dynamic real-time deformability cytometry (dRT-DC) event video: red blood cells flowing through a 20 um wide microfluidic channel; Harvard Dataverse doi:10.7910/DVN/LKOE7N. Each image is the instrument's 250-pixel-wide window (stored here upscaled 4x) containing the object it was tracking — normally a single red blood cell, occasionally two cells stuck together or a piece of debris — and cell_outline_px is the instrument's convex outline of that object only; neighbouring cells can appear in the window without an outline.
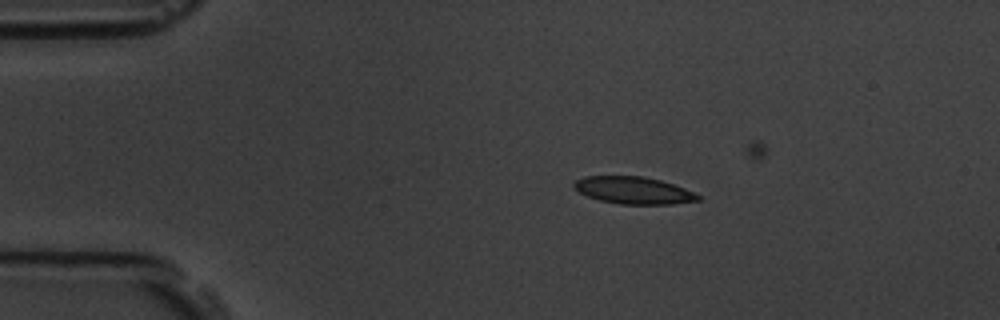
{"species": "common noctule bat (a hibernating species)", "species_latin": "Nyctalus noctula", "temperature_condition": "room temperature", "stored_images_in_passage": 5, "camera_frame_rate_fps": 3000, "um_per_image_px": 0.085, "animal": {"sex": "male", "body_mass_g": 19.5, "forearm_length_mm": 54.6}, "frame": {"image": 1, "passage_image": 2, "time_ms": 2.0, "image_size_px": [1000, 320], "cell_outline_px": [[700, 200], [672, 204], [620, 204], [600, 200], [588, 196], [572, 188], [572, 184], [576, 180], [584, 176], [644, 176], [660, 180], [684, 188], [700, 196]], "centroid_in_image_um": [53.81, 16.17], "position_along_channel_um": 31.2, "area_um2": 19.54}}
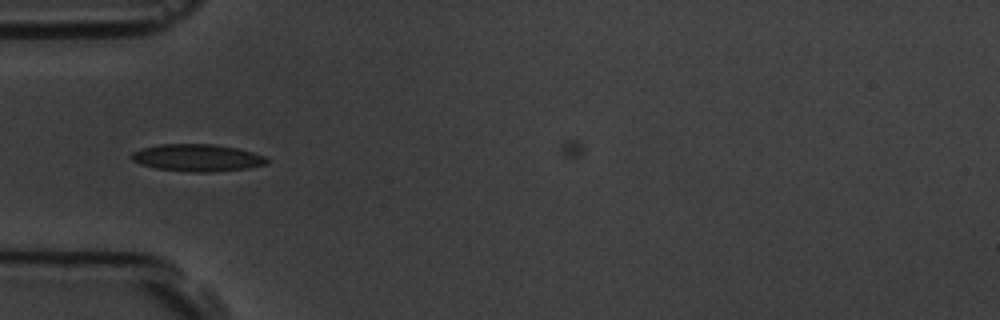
{"frame": {"image": 2, "passage_image": 4, "time_ms": 4.333, "image_size_px": [1000, 320], "cell_outline_px": [[268, 164], [248, 168], [212, 172], [188, 172], [156, 168], [140, 164], [132, 160], [132, 152], [144, 148], [160, 144], [212, 144], [236, 148], [252, 152], [264, 156], [268, 160]], "centroid_in_image_um": [16.78, 13.42], "position_along_channel_um": 68.2, "area_um2": 21.33}}